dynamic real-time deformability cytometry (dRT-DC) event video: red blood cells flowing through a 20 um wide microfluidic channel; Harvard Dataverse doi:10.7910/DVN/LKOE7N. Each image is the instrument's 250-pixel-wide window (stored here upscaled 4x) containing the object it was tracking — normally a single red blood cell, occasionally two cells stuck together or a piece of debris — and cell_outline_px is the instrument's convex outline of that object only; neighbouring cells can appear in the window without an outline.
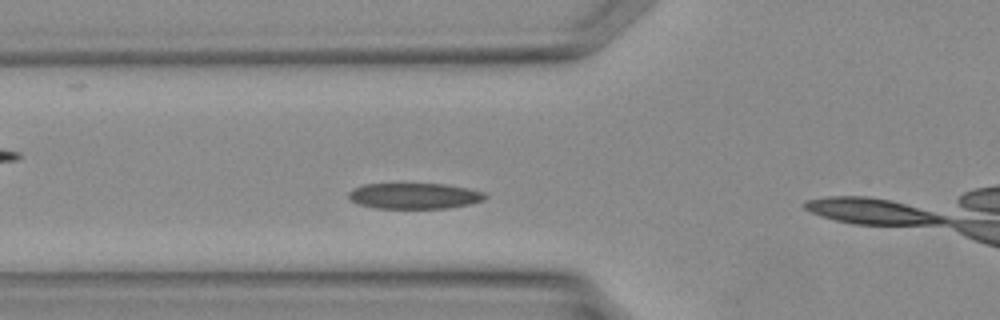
{"species": "Egyptian fruit bat (a non-hibernating species)", "species_latin": "Rousettus aegyptiacus", "temperature_condition": "warm", "stored_images_in_passage": 8, "camera_frame_rate_fps": 3000, "um_per_image_px": 0.085, "animal": {"sex": "female"}, "frame": {"image": 1, "passage_image": 7, "time_ms": 2.0, "image_size_px": [1000, 320], "cell_outline_px": [[488, 196], [484, 200], [468, 204], [448, 208], [376, 208], [356, 204], [348, 196], [348, 192], [352, 188], [364, 184], [444, 184], [468, 188], [484, 192]], "centroid_in_image_um": [35.2, 16.65], "position_along_channel_um": 90.6, "area_um2": 20.58}}